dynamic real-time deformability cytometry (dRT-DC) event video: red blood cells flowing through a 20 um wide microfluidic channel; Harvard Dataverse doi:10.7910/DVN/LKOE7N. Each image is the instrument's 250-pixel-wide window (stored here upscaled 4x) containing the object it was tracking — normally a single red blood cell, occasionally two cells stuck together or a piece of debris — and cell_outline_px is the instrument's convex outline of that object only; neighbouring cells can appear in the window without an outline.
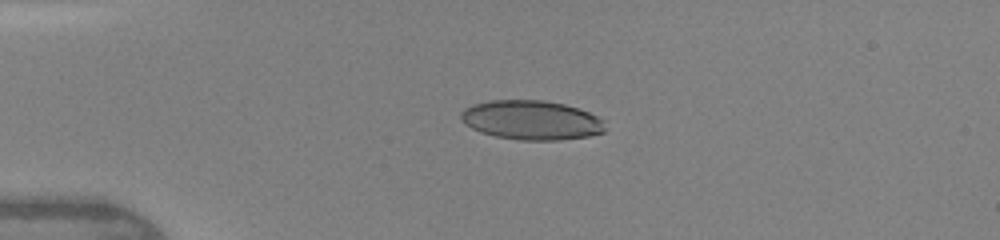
{"species": "human", "species_latin": "Homo sapiens", "temperature_condition": "warm", "stored_images_in_passage": 47, "camera_frame_rate_fps": 3000, "um_per_image_px": 0.085, "donor": {"sex": "female"}, "frame": {"image": 1, "passage_image": 12, "time_ms": 3.667, "image_size_px": [1000, 240], "cell_outline_px": [[604, 132], [588, 136], [560, 140], [520, 140], [496, 136], [480, 132], [464, 124], [460, 116], [460, 112], [464, 108], [472, 104], [488, 100], [544, 100], [564, 104], [580, 108], [604, 120]], "centroid_in_image_um": [45.15, 10.2], "position_along_channel_um": 39.9, "area_um2": 33.23}}
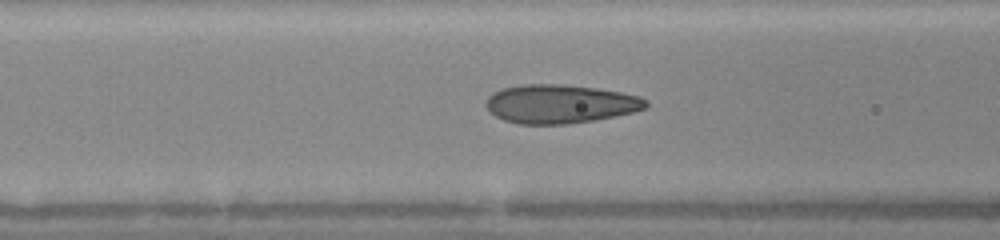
{"frame": {"image": 2, "passage_image": 20, "time_ms": 6.333, "image_size_px": [1000, 240], "cell_outline_px": [[648, 104], [644, 108], [632, 112], [616, 116], [596, 120], [568, 124], [520, 124], [504, 120], [496, 116], [488, 108], [488, 96], [504, 88], [524, 84], [560, 84], [596, 88], [620, 92], [640, 96]], "centroid_in_image_um": [47.64, 8.84], "position_along_channel_um": 119.0, "area_um2": 35.66}}
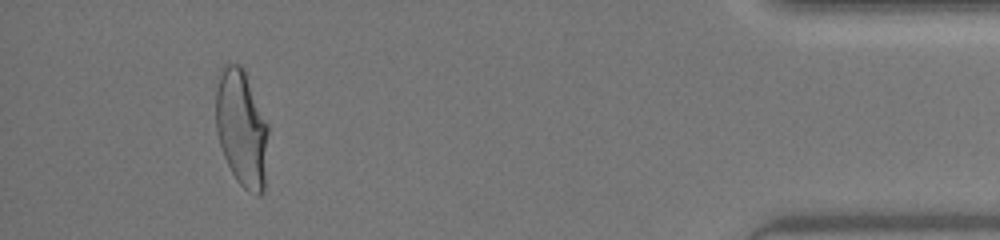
{"frame": {"image": 3, "passage_image": 44, "time_ms": 14.333, "image_size_px": [1000, 240], "cell_outline_px": [[268, 132], [264, 192], [260, 196], [256, 196], [244, 188], [236, 180], [224, 156], [216, 132], [216, 88], [224, 64], [240, 64], [244, 68], [268, 124]], "centroid_in_image_um": [20.55, 10.92], "position_along_channel_um": 414.7, "area_um2": 35.78}, "authors_computed_cell_mechanics": {"area_um2": 34.391, "velocity_mm_per_s": 4.3719, "shape_relaxation_time_tau1_ms": 5.8088, "shape_relaxation_time_tau2_ms": null, "deformation_change_tau1": 0.2221, "deformation_change_tau2": null}}